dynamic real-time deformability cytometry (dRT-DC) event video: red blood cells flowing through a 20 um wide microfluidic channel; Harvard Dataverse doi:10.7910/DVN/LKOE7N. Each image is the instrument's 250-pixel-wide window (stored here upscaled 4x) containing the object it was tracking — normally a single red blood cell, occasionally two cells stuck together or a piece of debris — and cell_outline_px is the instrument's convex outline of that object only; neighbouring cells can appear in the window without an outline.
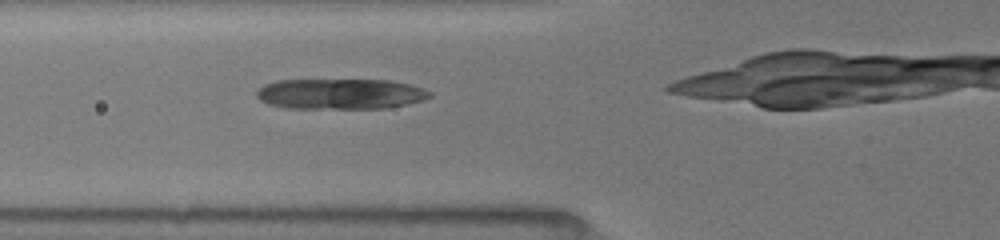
{"species": "common noctule bat (a hibernating species)", "species_latin": "Nyctalus noctula", "temperature_condition": "room temperature", "stored_images_in_passage": 34, "camera_frame_rate_fps": 3000, "um_per_image_px": 0.085, "animal": {"sex": "female", "body_mass_g": 19.5, "forearm_length_mm": 54.1}, "frame": {"image": 1, "passage_image": 11, "time_ms": 3.333, "image_size_px": [1000, 240], "cell_outline_px": [[432, 96], [424, 100], [408, 104], [388, 108], [288, 108], [268, 104], [260, 100], [256, 96], [256, 92], [264, 84], [276, 80], [388, 80], [408, 84], [424, 88], [432, 92]], "centroid_in_image_um": [28.95, 7.98], "position_along_channel_um": 96.9, "area_um2": 30.92}}
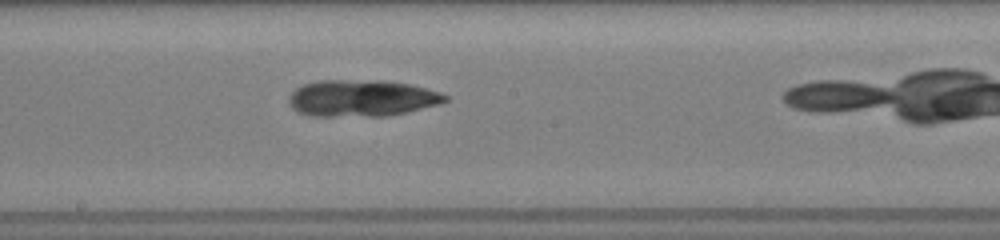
{"frame": {"image": 2, "passage_image": 20, "time_ms": 6.333, "image_size_px": [1000, 240], "cell_outline_px": [[448, 100], [440, 104], [404, 112], [384, 116], [312, 116], [296, 112], [288, 104], [288, 96], [296, 88], [304, 84], [320, 80], [380, 80], [408, 84], [440, 92], [448, 96]], "centroid_in_image_um": [30.69, 8.34], "position_along_channel_um": 217.5, "area_um2": 33.41}}
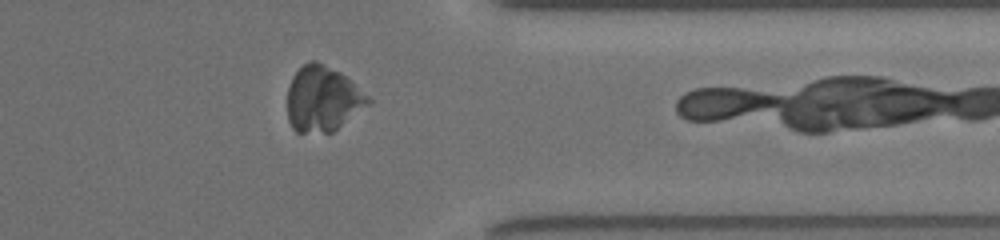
{"frame": {"image": 3, "passage_image": 33, "time_ms": 10.667, "image_size_px": [1000, 240], "cell_outline_px": [[372, 104], [332, 132], [296, 132], [292, 128], [288, 120], [288, 88], [292, 76], [308, 60], [316, 60], [340, 72], [368, 96], [372, 100]], "centroid_in_image_um": [27.44, 8.41], "position_along_channel_um": 384.0, "area_um2": 30.81}}